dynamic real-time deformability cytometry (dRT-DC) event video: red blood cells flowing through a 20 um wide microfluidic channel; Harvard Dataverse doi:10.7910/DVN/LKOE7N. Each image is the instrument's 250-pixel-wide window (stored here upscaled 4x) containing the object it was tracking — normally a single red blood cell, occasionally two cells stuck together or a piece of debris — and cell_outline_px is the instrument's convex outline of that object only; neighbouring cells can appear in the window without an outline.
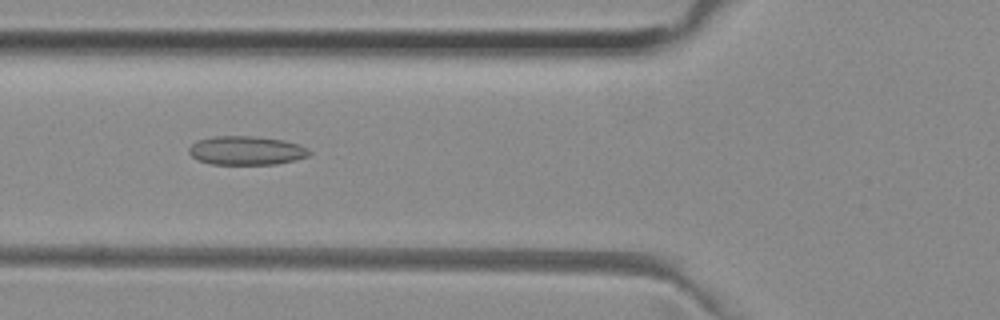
{"species": "common noctule bat (a hibernating species)", "species_latin": "Nyctalus noctula", "temperature_condition": "room temperature", "stored_images_in_passage": 47, "camera_frame_rate_fps": 3000, "um_per_image_px": 0.085, "animal": {"sex": "female", "body_mass_g": 29.2, "forearm_length_mm": 56.3}, "frame": {"image": 1, "passage_image": 15, "time_ms": 4.667, "image_size_px": [1000, 320], "cell_outline_px": [[312, 152], [308, 156], [296, 160], [276, 164], [208, 164], [196, 160], [188, 152], [188, 148], [192, 144], [200, 140], [212, 136], [252, 136], [284, 140], [308, 148]], "centroid_in_image_um": [20.92, 12.8], "position_along_channel_um": 104.9, "area_um2": 20.29}}
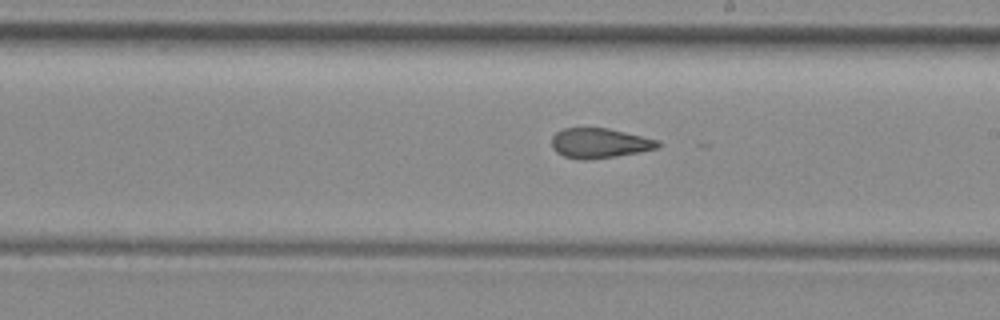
{"frame": {"image": 2, "passage_image": 25, "time_ms": 8.0, "image_size_px": [1000, 320], "cell_outline_px": [[660, 144], [656, 148], [640, 152], [616, 156], [588, 160], [580, 160], [564, 156], [556, 152], [552, 148], [552, 136], [556, 132], [564, 128], [608, 128], [660, 140]], "centroid_in_image_um": [50.95, 12.17], "position_along_channel_um": 238.1, "area_um2": 18.55}}
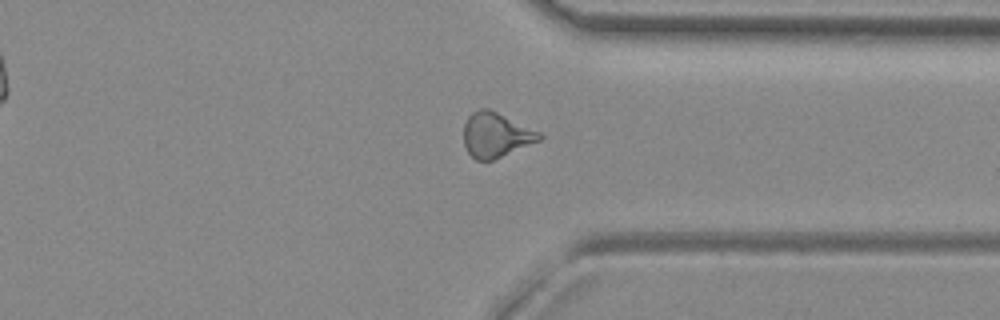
{"frame": {"image": 3, "passage_image": 35, "time_ms": 11.333, "image_size_px": [1000, 320], "cell_outline_px": [[544, 136], [540, 140], [492, 160], [476, 160], [468, 152], [464, 144], [464, 124], [468, 116], [472, 112], [480, 108], [488, 108], [540, 132]], "centroid_in_image_um": [42.13, 11.46], "position_along_channel_um": 369.3, "area_um2": 19.48}, "authors_computed_cell_mechanics": {"area_um2": 19.7676, "velocity_mm_per_s": 3.995, "shape_relaxation_time_tau1_ms": null, "shape_relaxation_time_tau2_ms": 2.7466, "deformation_change_tau1": null, "deformation_change_tau2": 0.108}}